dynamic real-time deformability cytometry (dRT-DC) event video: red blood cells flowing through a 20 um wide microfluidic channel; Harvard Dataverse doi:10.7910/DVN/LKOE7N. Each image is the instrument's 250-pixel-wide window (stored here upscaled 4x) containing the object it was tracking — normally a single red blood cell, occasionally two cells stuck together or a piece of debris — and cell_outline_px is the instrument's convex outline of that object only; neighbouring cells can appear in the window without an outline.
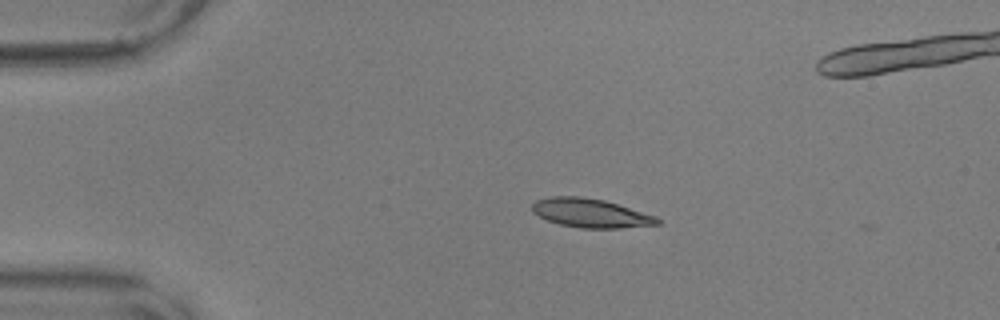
{"species": "common noctule bat (a hibernating species)", "species_latin": "Nyctalus noctula", "temperature_condition": "warm", "stored_images_in_passage": 2, "camera_frame_rate_fps": 3000, "um_per_image_px": 0.085, "animal": {"sex": "male", "body_mass_g": 17.9, "forearm_length_mm": 54.2}, "frame": {"image": 1, "passage_image": 1, "time_ms": 0.0, "image_size_px": [1000, 320], "cell_outline_px": [[660, 224], [620, 228], [580, 228], [560, 224], [548, 220], [532, 212], [532, 204], [536, 200], [552, 196], [580, 196], [604, 200], [656, 216], [660, 220]], "centroid_in_image_um": [50.19, 18.11], "position_along_channel_um": 34.8, "area_um2": 20.92}}